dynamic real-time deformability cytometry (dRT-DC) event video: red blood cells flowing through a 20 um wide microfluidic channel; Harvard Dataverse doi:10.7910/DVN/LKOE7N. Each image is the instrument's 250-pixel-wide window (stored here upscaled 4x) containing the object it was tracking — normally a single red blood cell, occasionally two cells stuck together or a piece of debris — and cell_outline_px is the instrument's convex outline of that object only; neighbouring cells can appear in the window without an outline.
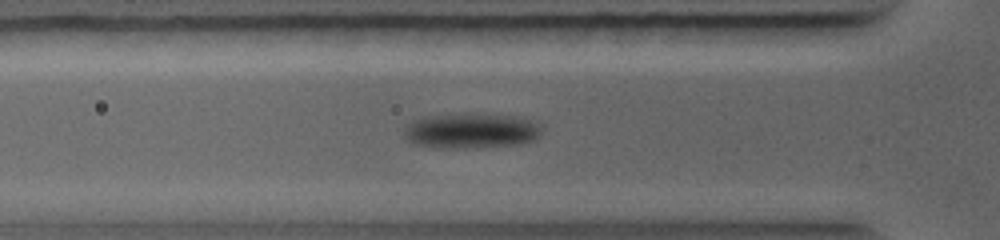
{"species": "common noctule bat (a hibernating species)", "species_latin": "Nyctalus noctula", "temperature_condition": "warm", "stored_images_in_passage": 5, "camera_frame_rate_fps": 5000, "um_per_image_px": 0.085, "animal": {"sex": "female", "body_mass_g": 19.0, "forearm_length_mm": 56.7}, "frame": {"image": 1, "passage_image": 5, "time_ms": 3.0, "image_size_px": [1000, 240], "cell_outline_px": [[540, 132], [536, 140], [516, 144], [456, 148], [440, 148], [416, 144], [408, 140], [404, 132], [408, 124], [412, 120], [424, 116], [468, 112], [484, 112], [516, 116], [540, 124]], "centroid_in_image_um": [40.03, 11.07], "position_along_channel_um": 85.8, "area_um2": 28.5}}